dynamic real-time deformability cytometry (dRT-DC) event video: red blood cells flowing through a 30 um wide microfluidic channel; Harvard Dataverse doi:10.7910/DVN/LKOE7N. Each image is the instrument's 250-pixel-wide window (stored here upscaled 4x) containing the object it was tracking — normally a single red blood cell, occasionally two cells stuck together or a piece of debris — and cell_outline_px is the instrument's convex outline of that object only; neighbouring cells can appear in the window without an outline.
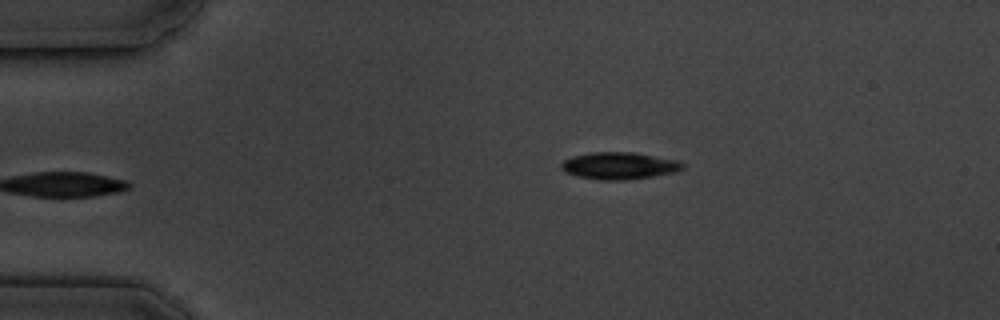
{"species": "common noctule bat (a hibernating species)", "species_latin": "Nyctalus noctula", "temperature_condition": "cold", "stored_images_in_passage": 5, "camera_frame_rate_fps": 3000, "um_per_image_px": 0.085, "animal": {"sex": "male", "body_mass_g": 19.5, "forearm_length_mm": 54.6}, "frame": {"image": 1, "passage_image": 5, "time_ms": 4.667, "image_size_px": [1000, 320], "cell_outline_px": [[684, 168], [676, 172], [628, 180], [600, 180], [576, 176], [564, 172], [560, 168], [560, 164], [564, 160], [572, 156], [592, 152], [636, 152], [680, 160], [684, 164]], "centroid_in_image_um": [52.64, 14.08], "position_along_channel_um": 32.4, "area_um2": 19.48}}